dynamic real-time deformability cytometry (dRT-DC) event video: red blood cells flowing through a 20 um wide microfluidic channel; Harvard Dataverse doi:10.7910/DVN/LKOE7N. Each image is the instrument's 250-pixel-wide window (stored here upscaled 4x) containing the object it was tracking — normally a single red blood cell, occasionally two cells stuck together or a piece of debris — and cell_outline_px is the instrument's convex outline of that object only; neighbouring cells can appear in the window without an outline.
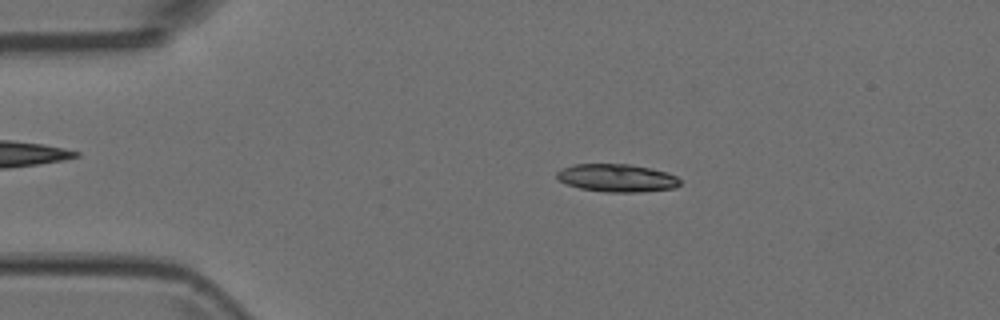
{"species": "Egyptian fruit bat (a non-hibernating species)", "species_latin": "Rousettus aegyptiacus", "temperature_condition": "room temperature", "stored_images_in_passage": 4, "camera_frame_rate_fps": 3000, "um_per_image_px": 0.085, "animal": {"sex": "female"}, "frame": {"image": 1, "passage_image": 3, "time_ms": 0.667, "image_size_px": [1000, 320], "cell_outline_px": [[680, 184], [676, 188], [636, 192], [604, 192], [580, 188], [568, 184], [560, 180], [556, 176], [556, 172], [560, 168], [576, 164], [628, 164], [648, 168], [664, 172], [676, 176], [680, 180]], "centroid_in_image_um": [52.41, 15.13], "position_along_channel_um": 32.6, "area_um2": 19.83}}